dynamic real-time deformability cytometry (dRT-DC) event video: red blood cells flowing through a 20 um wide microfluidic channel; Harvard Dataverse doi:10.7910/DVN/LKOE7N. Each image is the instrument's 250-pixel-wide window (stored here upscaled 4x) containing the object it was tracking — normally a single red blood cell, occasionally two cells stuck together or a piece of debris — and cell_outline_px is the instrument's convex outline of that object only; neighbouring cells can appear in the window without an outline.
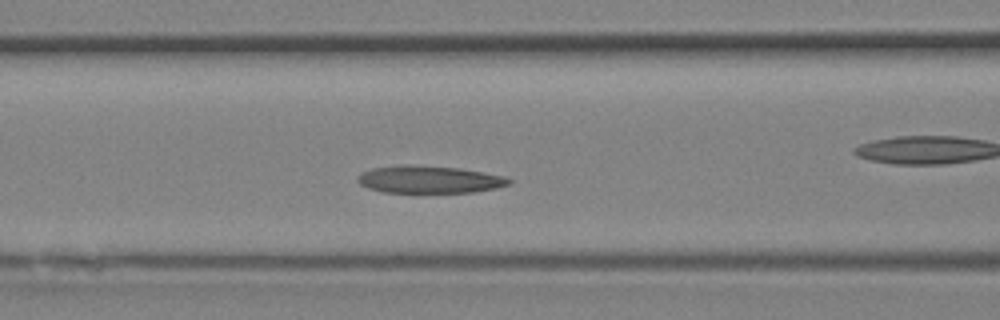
{"species": "Egyptian fruit bat (a non-hibernating species)", "species_latin": "Rousettus aegyptiacus", "temperature_condition": "room temperature", "stored_images_in_passage": 17, "camera_frame_rate_fps": 3000, "um_per_image_px": 0.085, "animal": {"sex": "female"}, "frame": {"image": 1, "passage_image": 8, "time_ms": 2.333, "image_size_px": [1000, 320], "cell_outline_px": [[512, 180], [508, 184], [496, 188], [472, 192], [384, 192], [368, 188], [360, 184], [356, 180], [356, 176], [360, 172], [372, 168], [396, 164], [412, 164], [460, 168], [508, 176]], "centroid_in_image_um": [36.45, 15.23], "position_along_channel_um": 130.2, "area_um2": 24.51}}
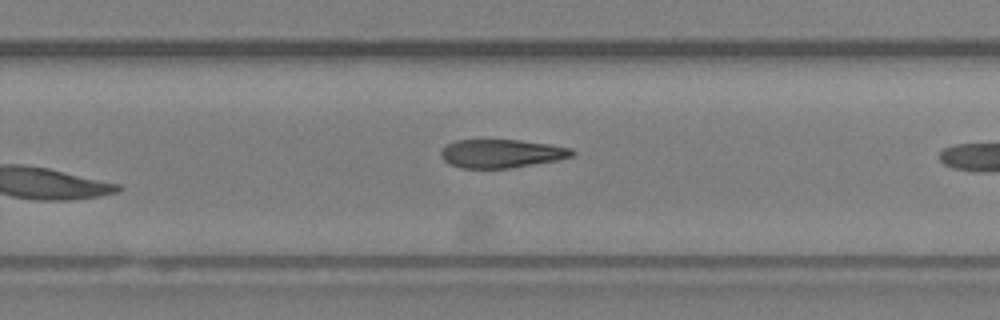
{"frame": {"image": 2, "passage_image": 17, "time_ms": 5.333, "image_size_px": [1000, 320], "cell_outline_px": [[576, 152], [572, 156], [556, 160], [512, 168], [460, 168], [448, 164], [440, 156], [440, 152], [448, 144], [456, 140], [520, 140], [548, 144], [572, 148]], "centroid_in_image_um": [42.61, 13.05], "position_along_channel_um": 287.2, "area_um2": 21.73}}